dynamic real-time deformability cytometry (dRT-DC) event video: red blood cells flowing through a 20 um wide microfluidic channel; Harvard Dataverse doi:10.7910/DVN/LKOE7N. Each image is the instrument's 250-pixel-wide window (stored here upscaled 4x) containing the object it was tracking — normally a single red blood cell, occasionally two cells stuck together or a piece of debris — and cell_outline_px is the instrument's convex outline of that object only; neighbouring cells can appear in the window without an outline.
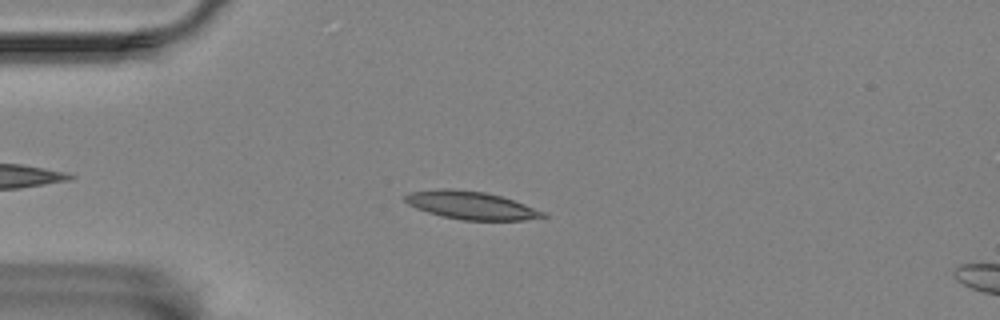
{"species": "Egyptian fruit bat (a non-hibernating species)", "species_latin": "Rousettus aegyptiacus", "temperature_condition": "room temperature", "stored_images_in_passage": 43, "camera_frame_rate_fps": 3000, "um_per_image_px": 0.085, "animal": {"sex": "female"}, "frame": {"image": 1, "passage_image": 4, "time_ms": 1.0, "image_size_px": [1000, 320], "cell_outline_px": [[548, 216], [524, 220], [460, 220], [440, 216], [416, 208], [408, 204], [404, 200], [404, 196], [408, 192], [440, 188], [452, 188], [484, 192], [500, 196], [548, 212]], "centroid_in_image_um": [40.02, 17.45], "position_along_channel_um": 45.0, "area_um2": 22.6}}
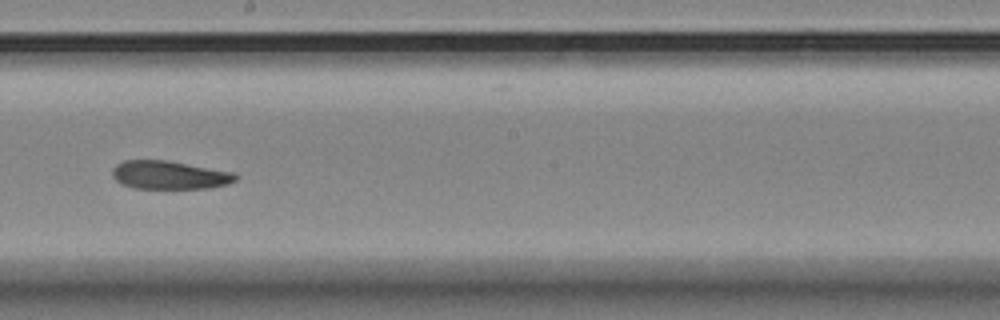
{"frame": {"image": 2, "passage_image": 22, "time_ms": 7.0, "image_size_px": [1000, 320], "cell_outline_px": [[240, 176], [236, 180], [228, 184], [208, 188], [132, 188], [120, 184], [112, 176], [112, 168], [116, 164], [124, 160], [168, 160], [232, 172]], "centroid_in_image_um": [14.37, 14.87], "position_along_channel_um": 233.8, "area_um2": 20.46}}
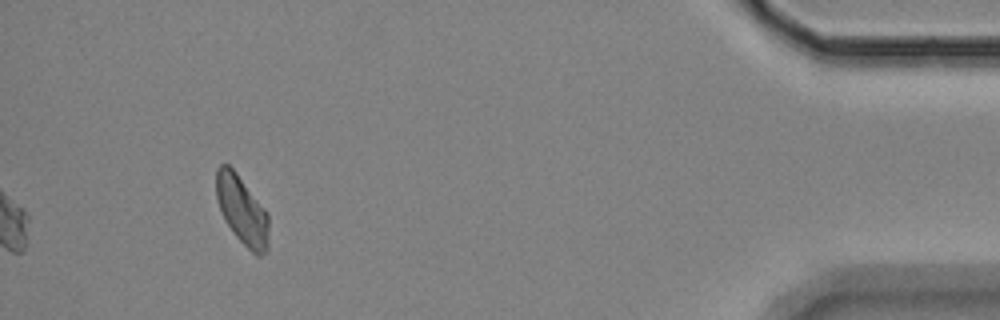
{"frame": {"image": 3, "passage_image": 43, "time_ms": 14.0, "image_size_px": [1000, 320], "cell_outline_px": [[268, 252], [260, 256], [256, 256], [232, 232], [224, 220], [216, 196], [216, 168], [220, 164], [228, 164], [236, 172], [268, 212]], "centroid_in_image_um": [20.58, 17.88], "position_along_channel_um": 414.6, "area_um2": 21.1}, "authors_computed_cell_mechanics": {"area_um2": 20.9814, "velocity_mm_per_s": 3.4565, "shape_relaxation_time_tau1_ms": 9.8496, "shape_relaxation_time_tau2_ms": 9.7809, "deformation_change_tau1": 0.1977, "deformation_change_tau2": 0.1783}}